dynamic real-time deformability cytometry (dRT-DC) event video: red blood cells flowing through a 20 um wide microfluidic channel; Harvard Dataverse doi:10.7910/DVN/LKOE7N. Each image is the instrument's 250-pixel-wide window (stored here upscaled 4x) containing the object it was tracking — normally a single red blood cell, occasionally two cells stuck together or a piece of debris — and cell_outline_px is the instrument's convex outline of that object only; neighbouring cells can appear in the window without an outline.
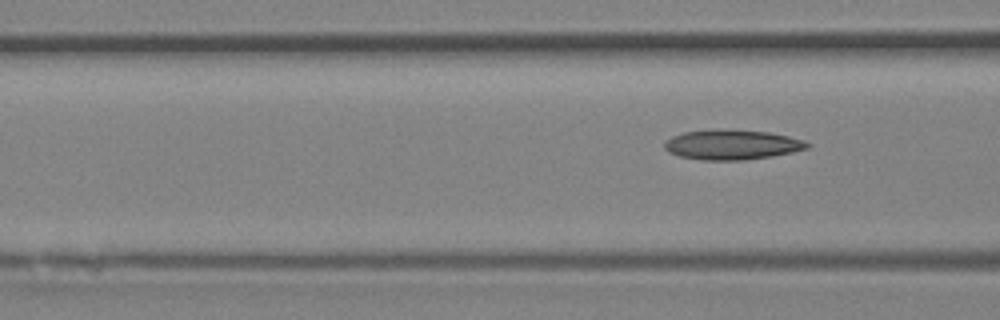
{"species": "Egyptian fruit bat (a non-hibernating species)", "species_latin": "Rousettus aegyptiacus", "temperature_condition": "room temperature", "stored_images_in_passage": 4, "camera_frame_rate_fps": 3000, "um_per_image_px": 0.085, "animal": {"sex": "female"}, "frame": {"image": 1, "passage_image": 4, "time_ms": 1.0, "image_size_px": [1000, 320], "cell_outline_px": [[812, 144], [808, 148], [792, 152], [772, 156], [744, 160], [704, 160], [680, 156], [668, 152], [664, 148], [664, 140], [672, 136], [684, 132], [768, 132], [788, 136], [804, 140]], "centroid_in_image_um": [62.24, 12.35], "position_along_channel_um": 104.4, "area_um2": 23.87}}